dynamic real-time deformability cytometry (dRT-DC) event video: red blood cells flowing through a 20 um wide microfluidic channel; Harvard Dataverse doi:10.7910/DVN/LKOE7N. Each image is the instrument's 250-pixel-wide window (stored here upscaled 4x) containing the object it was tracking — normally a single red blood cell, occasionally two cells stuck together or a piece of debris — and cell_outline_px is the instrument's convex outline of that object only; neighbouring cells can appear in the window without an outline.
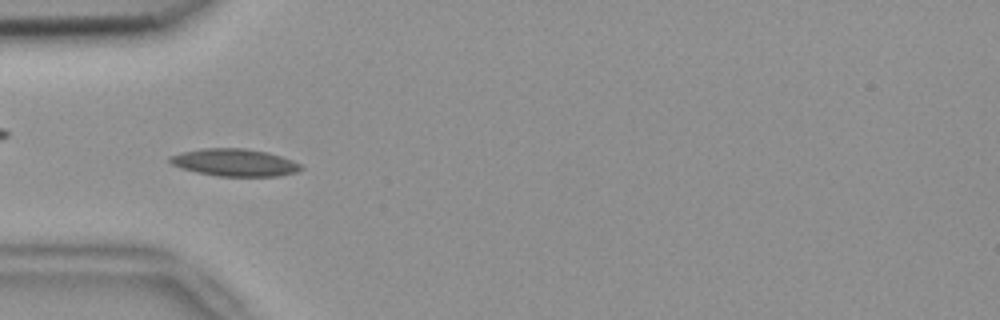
{"species": "common noctule bat (a hibernating species)", "species_latin": "Nyctalus noctula", "temperature_condition": "room temperature", "stored_images_in_passage": 41, "camera_frame_rate_fps": 3000, "um_per_image_px": 0.085, "animal": {"sex": "female", "body_mass_g": 18.4}, "frame": {"image": 1, "passage_image": 4, "time_ms": 1.0, "image_size_px": [1000, 320], "cell_outline_px": [[304, 168], [296, 172], [280, 176], [216, 176], [196, 172], [180, 168], [172, 164], [168, 160], [168, 156], [180, 152], [200, 148], [244, 148], [268, 152], [292, 160], [300, 164]], "centroid_in_image_um": [19.91, 13.81], "position_along_channel_um": 65.1, "area_um2": 21.1}}
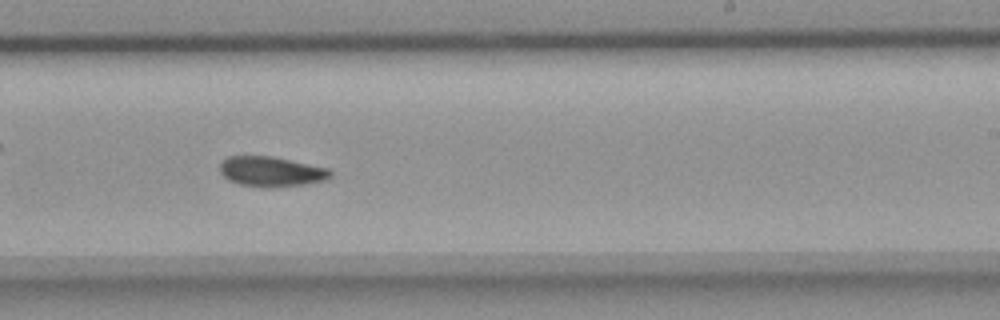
{"frame": {"image": 2, "passage_image": 20, "time_ms": 6.333, "image_size_px": [1000, 320], "cell_outline_px": [[332, 176], [324, 180], [304, 184], [240, 184], [228, 180], [220, 172], [220, 164], [228, 156], [272, 156], [328, 168], [332, 172]], "centroid_in_image_um": [23.05, 14.52], "position_along_channel_um": 266.0, "area_um2": 18.32}}
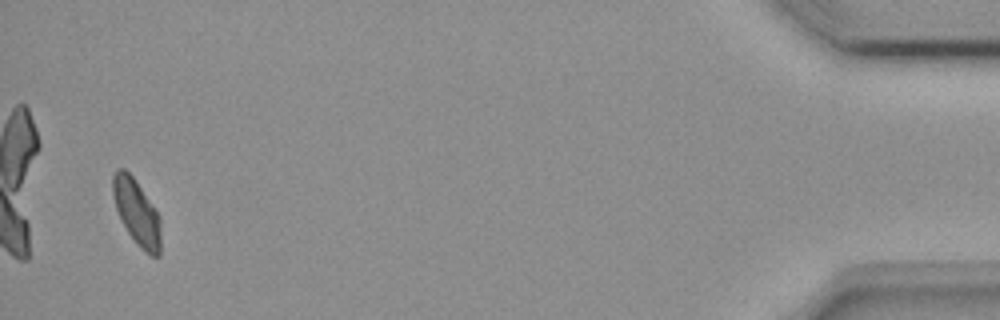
{"frame": {"image": 3, "passage_image": 39, "time_ms": 12.667, "image_size_px": [1000, 320], "cell_outline_px": [[160, 256], [152, 256], [144, 252], [136, 244], [128, 232], [116, 208], [112, 196], [112, 172], [116, 168], [124, 168], [136, 180], [160, 216]], "centroid_in_image_um": [11.61, 18.02], "position_along_channel_um": 423.6, "area_um2": 18.44}, "authors_computed_cell_mechanics": {"area_um2": 19.1896, "velocity_mm_per_s": 3.8022, "shape_relaxation_time_tau1_ms": 6.0137, "shape_relaxation_time_tau2_ms": 5.2539, "deformation_change_tau1": 0.1389, "deformation_change_tau2": 0.0946}}